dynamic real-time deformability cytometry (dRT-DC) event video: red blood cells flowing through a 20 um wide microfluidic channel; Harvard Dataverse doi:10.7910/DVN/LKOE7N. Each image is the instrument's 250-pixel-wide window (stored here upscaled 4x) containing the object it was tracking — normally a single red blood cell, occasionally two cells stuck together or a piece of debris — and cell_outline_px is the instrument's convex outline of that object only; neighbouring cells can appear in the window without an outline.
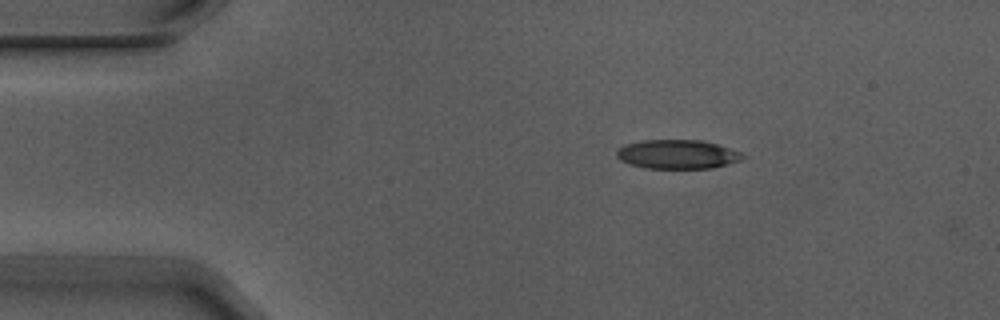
{"species": "Egyptian fruit bat (a non-hibernating species)", "species_latin": "Rousettus aegyptiacus", "temperature_condition": "warm", "stored_images_in_passage": 2, "camera_frame_rate_fps": 3000, "um_per_image_px": 0.085, "animal": {"sex": "male"}, "frame": {"image": 1, "passage_image": 1, "time_ms": 0.0, "image_size_px": [1000, 320], "cell_outline_px": [[748, 156], [740, 160], [712, 168], [644, 168], [628, 164], [620, 160], [616, 156], [616, 152], [620, 148], [628, 144], [644, 140], [700, 140], [716, 144], [740, 152]], "centroid_in_image_um": [57.57, 13.12], "position_along_channel_um": 27.4, "area_um2": 21.15}}
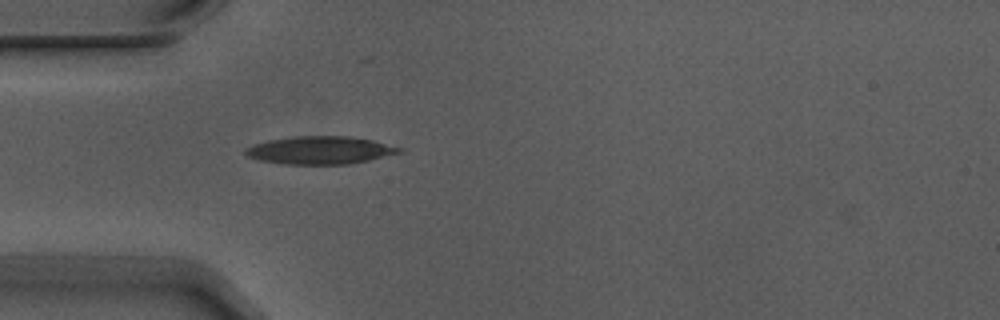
{"frame": {"image": 2, "passage_image": 2, "time_ms": 0.333, "image_size_px": [1000, 320], "cell_outline_px": [[404, 152], [368, 160], [348, 164], [284, 164], [260, 160], [248, 156], [244, 152], [244, 148], [252, 144], [268, 140], [296, 136], [348, 136], [372, 140], [404, 148]], "centroid_in_image_um": [27.21, 12.76], "position_along_channel_um": 57.8, "area_um2": 24.97}}